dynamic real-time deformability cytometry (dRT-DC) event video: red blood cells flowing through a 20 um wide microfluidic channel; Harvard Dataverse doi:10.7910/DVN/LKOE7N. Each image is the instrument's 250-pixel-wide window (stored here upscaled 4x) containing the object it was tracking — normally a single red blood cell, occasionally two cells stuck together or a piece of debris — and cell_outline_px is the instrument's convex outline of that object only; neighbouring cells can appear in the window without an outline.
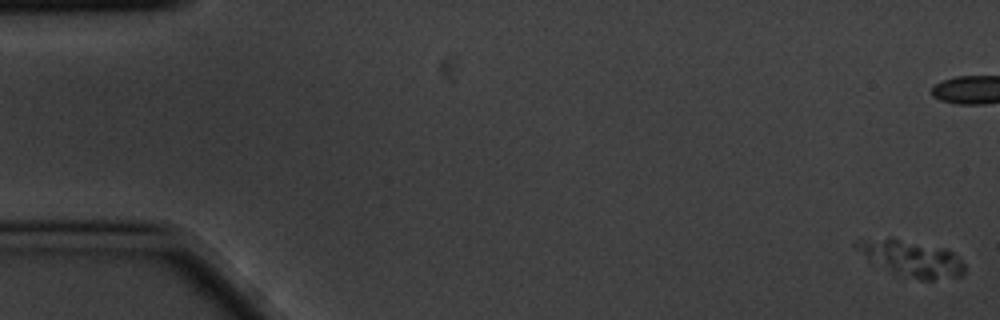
{"species": "common noctule bat (a hibernating species)", "species_latin": "Nyctalus noctula", "temperature_condition": "cold", "stored_images_in_passage": 6, "segment_of_instrument_passage": [1, 2], "camera_frame_rate_fps": 3000, "um_per_image_px": 0.085, "animal": {"sex": "male", "body_mass_g": 20.1, "forearm_length_mm": 53.5}, "frame": {"image": 1, "passage_image": 1, "time_ms": 0.0, "image_size_px": [1000, 320], "cell_outline_px": [[964, 272], [960, 276], [932, 280], [920, 280], [868, 264], [852, 244], [856, 240], [892, 236], [944, 248], [952, 252], [964, 264]], "centroid_in_image_um": [77.35, 21.93], "position_along_channel_um": 7.6, "area_um2": 23.35}}
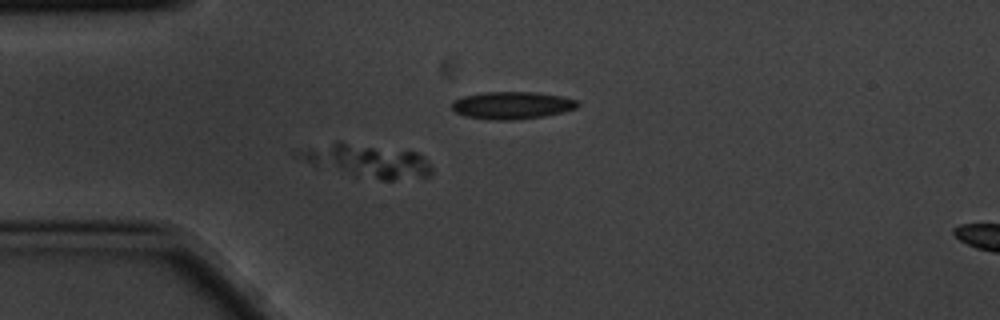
{"frame": {"image": 2, "passage_image": 4, "time_ms": 1.0, "image_size_px": [1000, 320], "cell_outline_px": [[432, 172], [428, 176], [392, 180], [380, 180], [356, 176], [312, 164], [292, 156], [292, 148], [336, 140], [340, 140], [416, 152], [424, 156], [428, 160], [432, 168]], "centroid_in_image_um": [31.04, 13.61], "position_along_channel_um": 54.0, "area_um2": 26.76}}